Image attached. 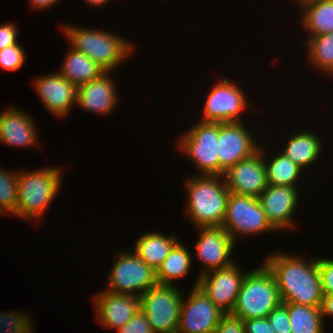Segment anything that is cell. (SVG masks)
<instances>
[{
    "instance_id": "obj_1",
    "label": "cell",
    "mask_w": 333,
    "mask_h": 333,
    "mask_svg": "<svg viewBox=\"0 0 333 333\" xmlns=\"http://www.w3.org/2000/svg\"><path fill=\"white\" fill-rule=\"evenodd\" d=\"M303 259L276 252L268 255L264 263L275 277L282 303L321 307L323 293L318 259L310 262Z\"/></svg>"
},
{
    "instance_id": "obj_2",
    "label": "cell",
    "mask_w": 333,
    "mask_h": 333,
    "mask_svg": "<svg viewBox=\"0 0 333 333\" xmlns=\"http://www.w3.org/2000/svg\"><path fill=\"white\" fill-rule=\"evenodd\" d=\"M186 215L198 227H221L230 191L224 177L196 175L186 180Z\"/></svg>"
},
{
    "instance_id": "obj_3",
    "label": "cell",
    "mask_w": 333,
    "mask_h": 333,
    "mask_svg": "<svg viewBox=\"0 0 333 333\" xmlns=\"http://www.w3.org/2000/svg\"><path fill=\"white\" fill-rule=\"evenodd\" d=\"M62 28L70 46L87 55L106 72L117 69L133 53V44L115 33L75 25Z\"/></svg>"
},
{
    "instance_id": "obj_4",
    "label": "cell",
    "mask_w": 333,
    "mask_h": 333,
    "mask_svg": "<svg viewBox=\"0 0 333 333\" xmlns=\"http://www.w3.org/2000/svg\"><path fill=\"white\" fill-rule=\"evenodd\" d=\"M17 174V205L13 214L25 220L40 221L61 186V169L49 166Z\"/></svg>"
},
{
    "instance_id": "obj_5",
    "label": "cell",
    "mask_w": 333,
    "mask_h": 333,
    "mask_svg": "<svg viewBox=\"0 0 333 333\" xmlns=\"http://www.w3.org/2000/svg\"><path fill=\"white\" fill-rule=\"evenodd\" d=\"M281 303L275 277L263 263L261 267L247 272L231 313L243 321L263 318Z\"/></svg>"
},
{
    "instance_id": "obj_6",
    "label": "cell",
    "mask_w": 333,
    "mask_h": 333,
    "mask_svg": "<svg viewBox=\"0 0 333 333\" xmlns=\"http://www.w3.org/2000/svg\"><path fill=\"white\" fill-rule=\"evenodd\" d=\"M182 296L179 287L158 283L140 296L141 311L154 333H177Z\"/></svg>"
},
{
    "instance_id": "obj_7",
    "label": "cell",
    "mask_w": 333,
    "mask_h": 333,
    "mask_svg": "<svg viewBox=\"0 0 333 333\" xmlns=\"http://www.w3.org/2000/svg\"><path fill=\"white\" fill-rule=\"evenodd\" d=\"M110 272L107 276V289L104 290L112 293L132 294L140 297L157 284L156 271L147 265L135 251L133 253L129 250L119 252Z\"/></svg>"
},
{
    "instance_id": "obj_8",
    "label": "cell",
    "mask_w": 333,
    "mask_h": 333,
    "mask_svg": "<svg viewBox=\"0 0 333 333\" xmlns=\"http://www.w3.org/2000/svg\"><path fill=\"white\" fill-rule=\"evenodd\" d=\"M185 132L179 138V149L192 160L199 175H219L218 123L200 121Z\"/></svg>"
},
{
    "instance_id": "obj_9",
    "label": "cell",
    "mask_w": 333,
    "mask_h": 333,
    "mask_svg": "<svg viewBox=\"0 0 333 333\" xmlns=\"http://www.w3.org/2000/svg\"><path fill=\"white\" fill-rule=\"evenodd\" d=\"M236 242L242 235L262 234L275 229L269 223L257 197L230 193L226 214L221 226Z\"/></svg>"
},
{
    "instance_id": "obj_10",
    "label": "cell",
    "mask_w": 333,
    "mask_h": 333,
    "mask_svg": "<svg viewBox=\"0 0 333 333\" xmlns=\"http://www.w3.org/2000/svg\"><path fill=\"white\" fill-rule=\"evenodd\" d=\"M246 94L232 80L223 79L212 87L203 109L202 122H242V111L247 108Z\"/></svg>"
},
{
    "instance_id": "obj_11",
    "label": "cell",
    "mask_w": 333,
    "mask_h": 333,
    "mask_svg": "<svg viewBox=\"0 0 333 333\" xmlns=\"http://www.w3.org/2000/svg\"><path fill=\"white\" fill-rule=\"evenodd\" d=\"M182 297L177 333H214L225 314L198 287Z\"/></svg>"
},
{
    "instance_id": "obj_12",
    "label": "cell",
    "mask_w": 333,
    "mask_h": 333,
    "mask_svg": "<svg viewBox=\"0 0 333 333\" xmlns=\"http://www.w3.org/2000/svg\"><path fill=\"white\" fill-rule=\"evenodd\" d=\"M246 274L233 263L229 267L199 275L194 287L198 286L223 312L231 313Z\"/></svg>"
},
{
    "instance_id": "obj_13",
    "label": "cell",
    "mask_w": 333,
    "mask_h": 333,
    "mask_svg": "<svg viewBox=\"0 0 333 333\" xmlns=\"http://www.w3.org/2000/svg\"><path fill=\"white\" fill-rule=\"evenodd\" d=\"M243 122L218 123L219 176L239 161L253 156L259 151L250 130Z\"/></svg>"
},
{
    "instance_id": "obj_14",
    "label": "cell",
    "mask_w": 333,
    "mask_h": 333,
    "mask_svg": "<svg viewBox=\"0 0 333 333\" xmlns=\"http://www.w3.org/2000/svg\"><path fill=\"white\" fill-rule=\"evenodd\" d=\"M263 147L253 156L239 161L224 172L230 193L259 197L268 186Z\"/></svg>"
},
{
    "instance_id": "obj_15",
    "label": "cell",
    "mask_w": 333,
    "mask_h": 333,
    "mask_svg": "<svg viewBox=\"0 0 333 333\" xmlns=\"http://www.w3.org/2000/svg\"><path fill=\"white\" fill-rule=\"evenodd\" d=\"M199 238L196 244V256L204 263L200 275L208 271L231 266L235 242L222 227H198Z\"/></svg>"
},
{
    "instance_id": "obj_16",
    "label": "cell",
    "mask_w": 333,
    "mask_h": 333,
    "mask_svg": "<svg viewBox=\"0 0 333 333\" xmlns=\"http://www.w3.org/2000/svg\"><path fill=\"white\" fill-rule=\"evenodd\" d=\"M298 190V187L268 184L258 197L269 223L276 231L294 228L292 216L299 207Z\"/></svg>"
},
{
    "instance_id": "obj_17",
    "label": "cell",
    "mask_w": 333,
    "mask_h": 333,
    "mask_svg": "<svg viewBox=\"0 0 333 333\" xmlns=\"http://www.w3.org/2000/svg\"><path fill=\"white\" fill-rule=\"evenodd\" d=\"M96 320L104 328L119 329L141 310V299L137 295L99 292L93 298Z\"/></svg>"
},
{
    "instance_id": "obj_18",
    "label": "cell",
    "mask_w": 333,
    "mask_h": 333,
    "mask_svg": "<svg viewBox=\"0 0 333 333\" xmlns=\"http://www.w3.org/2000/svg\"><path fill=\"white\" fill-rule=\"evenodd\" d=\"M34 87L45 108L57 117L66 116L76 104L77 87L58 72L37 78Z\"/></svg>"
},
{
    "instance_id": "obj_19",
    "label": "cell",
    "mask_w": 333,
    "mask_h": 333,
    "mask_svg": "<svg viewBox=\"0 0 333 333\" xmlns=\"http://www.w3.org/2000/svg\"><path fill=\"white\" fill-rule=\"evenodd\" d=\"M110 72L77 87L76 105L86 111L109 114L114 110L118 95Z\"/></svg>"
},
{
    "instance_id": "obj_20",
    "label": "cell",
    "mask_w": 333,
    "mask_h": 333,
    "mask_svg": "<svg viewBox=\"0 0 333 333\" xmlns=\"http://www.w3.org/2000/svg\"><path fill=\"white\" fill-rule=\"evenodd\" d=\"M20 110L10 107L0 113V142L13 147L37 145L35 122Z\"/></svg>"
},
{
    "instance_id": "obj_21",
    "label": "cell",
    "mask_w": 333,
    "mask_h": 333,
    "mask_svg": "<svg viewBox=\"0 0 333 333\" xmlns=\"http://www.w3.org/2000/svg\"><path fill=\"white\" fill-rule=\"evenodd\" d=\"M178 242L176 234L167 237L161 232H148L136 240L133 250L147 265L157 271Z\"/></svg>"
},
{
    "instance_id": "obj_22",
    "label": "cell",
    "mask_w": 333,
    "mask_h": 333,
    "mask_svg": "<svg viewBox=\"0 0 333 333\" xmlns=\"http://www.w3.org/2000/svg\"><path fill=\"white\" fill-rule=\"evenodd\" d=\"M287 141L282 153L303 170L315 163L323 151L320 137L310 131L300 130Z\"/></svg>"
},
{
    "instance_id": "obj_23",
    "label": "cell",
    "mask_w": 333,
    "mask_h": 333,
    "mask_svg": "<svg viewBox=\"0 0 333 333\" xmlns=\"http://www.w3.org/2000/svg\"><path fill=\"white\" fill-rule=\"evenodd\" d=\"M65 60L57 71L76 87L99 78L106 71L82 52L70 47Z\"/></svg>"
},
{
    "instance_id": "obj_24",
    "label": "cell",
    "mask_w": 333,
    "mask_h": 333,
    "mask_svg": "<svg viewBox=\"0 0 333 333\" xmlns=\"http://www.w3.org/2000/svg\"><path fill=\"white\" fill-rule=\"evenodd\" d=\"M302 26L308 37L333 32V0H313L303 4Z\"/></svg>"
},
{
    "instance_id": "obj_25",
    "label": "cell",
    "mask_w": 333,
    "mask_h": 333,
    "mask_svg": "<svg viewBox=\"0 0 333 333\" xmlns=\"http://www.w3.org/2000/svg\"><path fill=\"white\" fill-rule=\"evenodd\" d=\"M191 253L178 242L170 251L167 258L162 262L156 271V280L158 284L175 285V279L182 278L189 273L192 263Z\"/></svg>"
},
{
    "instance_id": "obj_26",
    "label": "cell",
    "mask_w": 333,
    "mask_h": 333,
    "mask_svg": "<svg viewBox=\"0 0 333 333\" xmlns=\"http://www.w3.org/2000/svg\"><path fill=\"white\" fill-rule=\"evenodd\" d=\"M263 150L264 162L266 166V174L268 184L282 185L289 187H298L297 182L304 171L301 167L295 164L290 158L282 152L277 153L276 156L266 160Z\"/></svg>"
},
{
    "instance_id": "obj_27",
    "label": "cell",
    "mask_w": 333,
    "mask_h": 333,
    "mask_svg": "<svg viewBox=\"0 0 333 333\" xmlns=\"http://www.w3.org/2000/svg\"><path fill=\"white\" fill-rule=\"evenodd\" d=\"M283 304L287 307L291 333H324L321 307Z\"/></svg>"
},
{
    "instance_id": "obj_28",
    "label": "cell",
    "mask_w": 333,
    "mask_h": 333,
    "mask_svg": "<svg viewBox=\"0 0 333 333\" xmlns=\"http://www.w3.org/2000/svg\"><path fill=\"white\" fill-rule=\"evenodd\" d=\"M307 41L308 60L314 69L333 76V32L309 37Z\"/></svg>"
},
{
    "instance_id": "obj_29",
    "label": "cell",
    "mask_w": 333,
    "mask_h": 333,
    "mask_svg": "<svg viewBox=\"0 0 333 333\" xmlns=\"http://www.w3.org/2000/svg\"><path fill=\"white\" fill-rule=\"evenodd\" d=\"M0 168V213L13 214L17 205L18 174Z\"/></svg>"
},
{
    "instance_id": "obj_30",
    "label": "cell",
    "mask_w": 333,
    "mask_h": 333,
    "mask_svg": "<svg viewBox=\"0 0 333 333\" xmlns=\"http://www.w3.org/2000/svg\"><path fill=\"white\" fill-rule=\"evenodd\" d=\"M18 313V314H17ZM24 313H0V333H33L32 320Z\"/></svg>"
},
{
    "instance_id": "obj_31",
    "label": "cell",
    "mask_w": 333,
    "mask_h": 333,
    "mask_svg": "<svg viewBox=\"0 0 333 333\" xmlns=\"http://www.w3.org/2000/svg\"><path fill=\"white\" fill-rule=\"evenodd\" d=\"M25 50L19 45H11L0 51V67L8 71H17L26 62Z\"/></svg>"
},
{
    "instance_id": "obj_32",
    "label": "cell",
    "mask_w": 333,
    "mask_h": 333,
    "mask_svg": "<svg viewBox=\"0 0 333 333\" xmlns=\"http://www.w3.org/2000/svg\"><path fill=\"white\" fill-rule=\"evenodd\" d=\"M267 319L274 333H291L287 307L283 303L273 309L268 314Z\"/></svg>"
},
{
    "instance_id": "obj_33",
    "label": "cell",
    "mask_w": 333,
    "mask_h": 333,
    "mask_svg": "<svg viewBox=\"0 0 333 333\" xmlns=\"http://www.w3.org/2000/svg\"><path fill=\"white\" fill-rule=\"evenodd\" d=\"M319 274L323 295L333 293V259L318 258Z\"/></svg>"
},
{
    "instance_id": "obj_34",
    "label": "cell",
    "mask_w": 333,
    "mask_h": 333,
    "mask_svg": "<svg viewBox=\"0 0 333 333\" xmlns=\"http://www.w3.org/2000/svg\"><path fill=\"white\" fill-rule=\"evenodd\" d=\"M118 333H154L147 317L140 310L123 327L119 328Z\"/></svg>"
},
{
    "instance_id": "obj_35",
    "label": "cell",
    "mask_w": 333,
    "mask_h": 333,
    "mask_svg": "<svg viewBox=\"0 0 333 333\" xmlns=\"http://www.w3.org/2000/svg\"><path fill=\"white\" fill-rule=\"evenodd\" d=\"M214 333H245L243 320L232 313H225Z\"/></svg>"
},
{
    "instance_id": "obj_36",
    "label": "cell",
    "mask_w": 333,
    "mask_h": 333,
    "mask_svg": "<svg viewBox=\"0 0 333 333\" xmlns=\"http://www.w3.org/2000/svg\"><path fill=\"white\" fill-rule=\"evenodd\" d=\"M12 23L0 25V51L8 46L17 44L18 31Z\"/></svg>"
},
{
    "instance_id": "obj_37",
    "label": "cell",
    "mask_w": 333,
    "mask_h": 333,
    "mask_svg": "<svg viewBox=\"0 0 333 333\" xmlns=\"http://www.w3.org/2000/svg\"><path fill=\"white\" fill-rule=\"evenodd\" d=\"M245 333H274L267 317L244 320Z\"/></svg>"
},
{
    "instance_id": "obj_38",
    "label": "cell",
    "mask_w": 333,
    "mask_h": 333,
    "mask_svg": "<svg viewBox=\"0 0 333 333\" xmlns=\"http://www.w3.org/2000/svg\"><path fill=\"white\" fill-rule=\"evenodd\" d=\"M321 313L323 316V321L324 317L326 316L333 317V293L323 295L322 304H321Z\"/></svg>"
},
{
    "instance_id": "obj_39",
    "label": "cell",
    "mask_w": 333,
    "mask_h": 333,
    "mask_svg": "<svg viewBox=\"0 0 333 333\" xmlns=\"http://www.w3.org/2000/svg\"><path fill=\"white\" fill-rule=\"evenodd\" d=\"M60 0H30L31 6L33 9H46L49 8L50 6L55 5L57 2Z\"/></svg>"
},
{
    "instance_id": "obj_40",
    "label": "cell",
    "mask_w": 333,
    "mask_h": 333,
    "mask_svg": "<svg viewBox=\"0 0 333 333\" xmlns=\"http://www.w3.org/2000/svg\"><path fill=\"white\" fill-rule=\"evenodd\" d=\"M87 3H89V5H92L93 7H99V6H103L105 5L108 1L110 0H84Z\"/></svg>"
},
{
    "instance_id": "obj_41",
    "label": "cell",
    "mask_w": 333,
    "mask_h": 333,
    "mask_svg": "<svg viewBox=\"0 0 333 333\" xmlns=\"http://www.w3.org/2000/svg\"><path fill=\"white\" fill-rule=\"evenodd\" d=\"M297 2V4H299L300 6H302L303 4L313 1V0H295Z\"/></svg>"
}]
</instances>
